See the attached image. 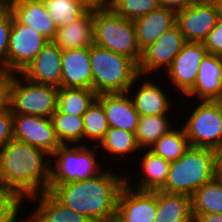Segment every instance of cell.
Returning a JSON list of instances; mask_svg holds the SVG:
<instances>
[{
  "label": "cell",
  "instance_id": "obj_1",
  "mask_svg": "<svg viewBox=\"0 0 222 222\" xmlns=\"http://www.w3.org/2000/svg\"><path fill=\"white\" fill-rule=\"evenodd\" d=\"M113 169L106 166L96 176L80 181L49 183L48 191L62 204L92 222H108L116 217L118 197L126 184L127 170Z\"/></svg>",
  "mask_w": 222,
  "mask_h": 222
},
{
  "label": "cell",
  "instance_id": "obj_2",
  "mask_svg": "<svg viewBox=\"0 0 222 222\" xmlns=\"http://www.w3.org/2000/svg\"><path fill=\"white\" fill-rule=\"evenodd\" d=\"M51 155L12 139L0 149V188L26 201L49 190Z\"/></svg>",
  "mask_w": 222,
  "mask_h": 222
},
{
  "label": "cell",
  "instance_id": "obj_3",
  "mask_svg": "<svg viewBox=\"0 0 222 222\" xmlns=\"http://www.w3.org/2000/svg\"><path fill=\"white\" fill-rule=\"evenodd\" d=\"M92 90L102 93H125L140 75L131 58L93 44L90 47Z\"/></svg>",
  "mask_w": 222,
  "mask_h": 222
},
{
  "label": "cell",
  "instance_id": "obj_4",
  "mask_svg": "<svg viewBox=\"0 0 222 222\" xmlns=\"http://www.w3.org/2000/svg\"><path fill=\"white\" fill-rule=\"evenodd\" d=\"M94 44L129 57L139 64L140 50L133 21L117 14L110 6L93 9Z\"/></svg>",
  "mask_w": 222,
  "mask_h": 222
},
{
  "label": "cell",
  "instance_id": "obj_5",
  "mask_svg": "<svg viewBox=\"0 0 222 222\" xmlns=\"http://www.w3.org/2000/svg\"><path fill=\"white\" fill-rule=\"evenodd\" d=\"M213 179V149L190 146L179 159L171 162L161 191L191 197L198 188Z\"/></svg>",
  "mask_w": 222,
  "mask_h": 222
},
{
  "label": "cell",
  "instance_id": "obj_6",
  "mask_svg": "<svg viewBox=\"0 0 222 222\" xmlns=\"http://www.w3.org/2000/svg\"><path fill=\"white\" fill-rule=\"evenodd\" d=\"M188 104L185 108V118L179 116L189 145L192 147H201L216 149L222 146V101H192L179 98ZM189 101V102H186ZM196 105H195V104ZM192 106L191 108L189 106ZM193 108V109H192ZM190 113H188V112ZM182 121H181V120Z\"/></svg>",
  "mask_w": 222,
  "mask_h": 222
},
{
  "label": "cell",
  "instance_id": "obj_7",
  "mask_svg": "<svg viewBox=\"0 0 222 222\" xmlns=\"http://www.w3.org/2000/svg\"><path fill=\"white\" fill-rule=\"evenodd\" d=\"M6 84L12 113L51 117L57 110L59 88L32 82L21 73L6 76Z\"/></svg>",
  "mask_w": 222,
  "mask_h": 222
},
{
  "label": "cell",
  "instance_id": "obj_8",
  "mask_svg": "<svg viewBox=\"0 0 222 222\" xmlns=\"http://www.w3.org/2000/svg\"><path fill=\"white\" fill-rule=\"evenodd\" d=\"M97 146L61 145L51 155L50 183L80 181L96 176L106 166ZM100 156V157H99Z\"/></svg>",
  "mask_w": 222,
  "mask_h": 222
},
{
  "label": "cell",
  "instance_id": "obj_9",
  "mask_svg": "<svg viewBox=\"0 0 222 222\" xmlns=\"http://www.w3.org/2000/svg\"><path fill=\"white\" fill-rule=\"evenodd\" d=\"M153 77L139 75L128 89V94L132 98L136 111L140 116L174 115V113L177 115L178 111L176 112L175 110L174 112L173 107L174 104L177 107L178 105L176 104L179 101L175 100V97H171V94L168 92L170 90L165 89V84L164 86L162 85V76L161 78L160 76L158 77L160 79L159 82L157 79L153 80Z\"/></svg>",
  "mask_w": 222,
  "mask_h": 222
},
{
  "label": "cell",
  "instance_id": "obj_10",
  "mask_svg": "<svg viewBox=\"0 0 222 222\" xmlns=\"http://www.w3.org/2000/svg\"><path fill=\"white\" fill-rule=\"evenodd\" d=\"M49 42L42 34L19 23L12 14L8 44V75L22 73Z\"/></svg>",
  "mask_w": 222,
  "mask_h": 222
},
{
  "label": "cell",
  "instance_id": "obj_11",
  "mask_svg": "<svg viewBox=\"0 0 222 222\" xmlns=\"http://www.w3.org/2000/svg\"><path fill=\"white\" fill-rule=\"evenodd\" d=\"M185 43L184 36L177 25L165 32L156 42L142 51L138 64L139 74L144 76L155 74L154 78L156 75L161 76L170 67Z\"/></svg>",
  "mask_w": 222,
  "mask_h": 222
},
{
  "label": "cell",
  "instance_id": "obj_12",
  "mask_svg": "<svg viewBox=\"0 0 222 222\" xmlns=\"http://www.w3.org/2000/svg\"><path fill=\"white\" fill-rule=\"evenodd\" d=\"M220 16L216 0H199L177 12V26L186 42L203 43Z\"/></svg>",
  "mask_w": 222,
  "mask_h": 222
},
{
  "label": "cell",
  "instance_id": "obj_13",
  "mask_svg": "<svg viewBox=\"0 0 222 222\" xmlns=\"http://www.w3.org/2000/svg\"><path fill=\"white\" fill-rule=\"evenodd\" d=\"M207 53L204 43L186 42L183 45L170 67L161 75L173 86V92L177 91L176 95L184 96L194 86L199 65Z\"/></svg>",
  "mask_w": 222,
  "mask_h": 222
},
{
  "label": "cell",
  "instance_id": "obj_14",
  "mask_svg": "<svg viewBox=\"0 0 222 222\" xmlns=\"http://www.w3.org/2000/svg\"><path fill=\"white\" fill-rule=\"evenodd\" d=\"M14 139L36 146L52 155L60 143L51 117L12 113Z\"/></svg>",
  "mask_w": 222,
  "mask_h": 222
},
{
  "label": "cell",
  "instance_id": "obj_15",
  "mask_svg": "<svg viewBox=\"0 0 222 222\" xmlns=\"http://www.w3.org/2000/svg\"><path fill=\"white\" fill-rule=\"evenodd\" d=\"M137 159L133 163L134 167L131 168H136V170L131 171L138 173L135 175V172H127L126 184L141 191H161L166 183L171 162L164 160L150 149L140 150ZM135 164H137L136 167ZM135 178L137 179L135 180Z\"/></svg>",
  "mask_w": 222,
  "mask_h": 222
},
{
  "label": "cell",
  "instance_id": "obj_16",
  "mask_svg": "<svg viewBox=\"0 0 222 222\" xmlns=\"http://www.w3.org/2000/svg\"><path fill=\"white\" fill-rule=\"evenodd\" d=\"M157 214V191H141L127 184L121 189L116 219L119 222H153Z\"/></svg>",
  "mask_w": 222,
  "mask_h": 222
},
{
  "label": "cell",
  "instance_id": "obj_17",
  "mask_svg": "<svg viewBox=\"0 0 222 222\" xmlns=\"http://www.w3.org/2000/svg\"><path fill=\"white\" fill-rule=\"evenodd\" d=\"M181 98L190 101L196 98L197 101H222V56L205 55L194 86Z\"/></svg>",
  "mask_w": 222,
  "mask_h": 222
},
{
  "label": "cell",
  "instance_id": "obj_18",
  "mask_svg": "<svg viewBox=\"0 0 222 222\" xmlns=\"http://www.w3.org/2000/svg\"><path fill=\"white\" fill-rule=\"evenodd\" d=\"M21 74L32 82L61 88L62 50L49 41Z\"/></svg>",
  "mask_w": 222,
  "mask_h": 222
},
{
  "label": "cell",
  "instance_id": "obj_19",
  "mask_svg": "<svg viewBox=\"0 0 222 222\" xmlns=\"http://www.w3.org/2000/svg\"><path fill=\"white\" fill-rule=\"evenodd\" d=\"M97 147H98V149H100L99 152L101 155V161H104V160L106 161V162L104 161L103 163H107V166L109 165V167L114 168L116 166V168H117V166H121V167L123 165L125 166V163L127 162L128 164H126V165H128L127 166L128 172L130 171L129 164L131 163L130 165H133V163L135 162L134 159H136V157L138 156V154L140 152V149L136 143L135 133H132L127 130H122L119 128H112V127H110L108 129L103 140L99 143V145ZM132 156H134V158ZM104 157L105 158L110 157V158L106 160ZM102 159H104V160H102ZM115 160H117V161H115ZM114 161H115V163L118 162V165L113 163ZM119 161H120V163L122 162L121 164H123V163L124 164L119 165ZM108 163H110V164L112 163V164L110 165Z\"/></svg>",
  "mask_w": 222,
  "mask_h": 222
},
{
  "label": "cell",
  "instance_id": "obj_20",
  "mask_svg": "<svg viewBox=\"0 0 222 222\" xmlns=\"http://www.w3.org/2000/svg\"><path fill=\"white\" fill-rule=\"evenodd\" d=\"M96 99L104 108L109 127L136 132L140 115L128 92L102 93Z\"/></svg>",
  "mask_w": 222,
  "mask_h": 222
},
{
  "label": "cell",
  "instance_id": "obj_21",
  "mask_svg": "<svg viewBox=\"0 0 222 222\" xmlns=\"http://www.w3.org/2000/svg\"><path fill=\"white\" fill-rule=\"evenodd\" d=\"M27 204V209L33 207L27 213L34 222H92L85 215L62 204L49 191L29 197L25 201V205Z\"/></svg>",
  "mask_w": 222,
  "mask_h": 222
},
{
  "label": "cell",
  "instance_id": "obj_22",
  "mask_svg": "<svg viewBox=\"0 0 222 222\" xmlns=\"http://www.w3.org/2000/svg\"><path fill=\"white\" fill-rule=\"evenodd\" d=\"M61 88L92 89L90 48L62 50Z\"/></svg>",
  "mask_w": 222,
  "mask_h": 222
},
{
  "label": "cell",
  "instance_id": "obj_23",
  "mask_svg": "<svg viewBox=\"0 0 222 222\" xmlns=\"http://www.w3.org/2000/svg\"><path fill=\"white\" fill-rule=\"evenodd\" d=\"M133 22L138 46L143 51L177 25V12L165 7H158Z\"/></svg>",
  "mask_w": 222,
  "mask_h": 222
},
{
  "label": "cell",
  "instance_id": "obj_24",
  "mask_svg": "<svg viewBox=\"0 0 222 222\" xmlns=\"http://www.w3.org/2000/svg\"><path fill=\"white\" fill-rule=\"evenodd\" d=\"M7 8L19 23L39 32L49 41L55 38L58 28L51 20L43 0H18Z\"/></svg>",
  "mask_w": 222,
  "mask_h": 222
},
{
  "label": "cell",
  "instance_id": "obj_25",
  "mask_svg": "<svg viewBox=\"0 0 222 222\" xmlns=\"http://www.w3.org/2000/svg\"><path fill=\"white\" fill-rule=\"evenodd\" d=\"M52 41L61 50L90 48L94 44L93 9H88L67 26L59 27Z\"/></svg>",
  "mask_w": 222,
  "mask_h": 222
},
{
  "label": "cell",
  "instance_id": "obj_26",
  "mask_svg": "<svg viewBox=\"0 0 222 222\" xmlns=\"http://www.w3.org/2000/svg\"><path fill=\"white\" fill-rule=\"evenodd\" d=\"M153 222H194L191 197L157 191V214Z\"/></svg>",
  "mask_w": 222,
  "mask_h": 222
},
{
  "label": "cell",
  "instance_id": "obj_27",
  "mask_svg": "<svg viewBox=\"0 0 222 222\" xmlns=\"http://www.w3.org/2000/svg\"><path fill=\"white\" fill-rule=\"evenodd\" d=\"M171 116L174 118L172 114L140 116L135 132L136 143L140 150L150 149L157 140L177 124L178 117L173 121Z\"/></svg>",
  "mask_w": 222,
  "mask_h": 222
},
{
  "label": "cell",
  "instance_id": "obj_28",
  "mask_svg": "<svg viewBox=\"0 0 222 222\" xmlns=\"http://www.w3.org/2000/svg\"><path fill=\"white\" fill-rule=\"evenodd\" d=\"M191 213L194 221L201 214L222 213V181L213 179L192 194Z\"/></svg>",
  "mask_w": 222,
  "mask_h": 222
},
{
  "label": "cell",
  "instance_id": "obj_29",
  "mask_svg": "<svg viewBox=\"0 0 222 222\" xmlns=\"http://www.w3.org/2000/svg\"><path fill=\"white\" fill-rule=\"evenodd\" d=\"M97 94L87 88H59L57 109L67 115L83 116Z\"/></svg>",
  "mask_w": 222,
  "mask_h": 222
},
{
  "label": "cell",
  "instance_id": "obj_30",
  "mask_svg": "<svg viewBox=\"0 0 222 222\" xmlns=\"http://www.w3.org/2000/svg\"><path fill=\"white\" fill-rule=\"evenodd\" d=\"M176 125L150 148L153 153L169 162L179 159L190 147L182 125L179 121Z\"/></svg>",
  "mask_w": 222,
  "mask_h": 222
},
{
  "label": "cell",
  "instance_id": "obj_31",
  "mask_svg": "<svg viewBox=\"0 0 222 222\" xmlns=\"http://www.w3.org/2000/svg\"><path fill=\"white\" fill-rule=\"evenodd\" d=\"M51 121L62 145H84L82 116L67 115L57 109L52 114Z\"/></svg>",
  "mask_w": 222,
  "mask_h": 222
},
{
  "label": "cell",
  "instance_id": "obj_32",
  "mask_svg": "<svg viewBox=\"0 0 222 222\" xmlns=\"http://www.w3.org/2000/svg\"><path fill=\"white\" fill-rule=\"evenodd\" d=\"M84 145L98 146L108 131L109 124L102 104L95 99L83 114Z\"/></svg>",
  "mask_w": 222,
  "mask_h": 222
},
{
  "label": "cell",
  "instance_id": "obj_33",
  "mask_svg": "<svg viewBox=\"0 0 222 222\" xmlns=\"http://www.w3.org/2000/svg\"><path fill=\"white\" fill-rule=\"evenodd\" d=\"M43 3L57 28L79 19L89 9L79 0H43Z\"/></svg>",
  "mask_w": 222,
  "mask_h": 222
},
{
  "label": "cell",
  "instance_id": "obj_34",
  "mask_svg": "<svg viewBox=\"0 0 222 222\" xmlns=\"http://www.w3.org/2000/svg\"><path fill=\"white\" fill-rule=\"evenodd\" d=\"M108 6L130 21H134L159 7L157 0H109Z\"/></svg>",
  "mask_w": 222,
  "mask_h": 222
},
{
  "label": "cell",
  "instance_id": "obj_35",
  "mask_svg": "<svg viewBox=\"0 0 222 222\" xmlns=\"http://www.w3.org/2000/svg\"><path fill=\"white\" fill-rule=\"evenodd\" d=\"M12 29V12L0 7V75L8 76V44Z\"/></svg>",
  "mask_w": 222,
  "mask_h": 222
},
{
  "label": "cell",
  "instance_id": "obj_36",
  "mask_svg": "<svg viewBox=\"0 0 222 222\" xmlns=\"http://www.w3.org/2000/svg\"><path fill=\"white\" fill-rule=\"evenodd\" d=\"M25 206V201L21 197L0 191V222H14L20 213L26 211Z\"/></svg>",
  "mask_w": 222,
  "mask_h": 222
},
{
  "label": "cell",
  "instance_id": "obj_37",
  "mask_svg": "<svg viewBox=\"0 0 222 222\" xmlns=\"http://www.w3.org/2000/svg\"><path fill=\"white\" fill-rule=\"evenodd\" d=\"M208 53L222 56V16L217 19L215 27L203 42Z\"/></svg>",
  "mask_w": 222,
  "mask_h": 222
},
{
  "label": "cell",
  "instance_id": "obj_38",
  "mask_svg": "<svg viewBox=\"0 0 222 222\" xmlns=\"http://www.w3.org/2000/svg\"><path fill=\"white\" fill-rule=\"evenodd\" d=\"M12 111L7 107L0 113V149L14 138Z\"/></svg>",
  "mask_w": 222,
  "mask_h": 222
},
{
  "label": "cell",
  "instance_id": "obj_39",
  "mask_svg": "<svg viewBox=\"0 0 222 222\" xmlns=\"http://www.w3.org/2000/svg\"><path fill=\"white\" fill-rule=\"evenodd\" d=\"M199 0H157L159 7L172 9L175 12L184 10Z\"/></svg>",
  "mask_w": 222,
  "mask_h": 222
},
{
  "label": "cell",
  "instance_id": "obj_40",
  "mask_svg": "<svg viewBox=\"0 0 222 222\" xmlns=\"http://www.w3.org/2000/svg\"><path fill=\"white\" fill-rule=\"evenodd\" d=\"M214 179L222 181V146L213 149Z\"/></svg>",
  "mask_w": 222,
  "mask_h": 222
},
{
  "label": "cell",
  "instance_id": "obj_41",
  "mask_svg": "<svg viewBox=\"0 0 222 222\" xmlns=\"http://www.w3.org/2000/svg\"><path fill=\"white\" fill-rule=\"evenodd\" d=\"M8 107L6 76L0 75V113Z\"/></svg>",
  "mask_w": 222,
  "mask_h": 222
},
{
  "label": "cell",
  "instance_id": "obj_42",
  "mask_svg": "<svg viewBox=\"0 0 222 222\" xmlns=\"http://www.w3.org/2000/svg\"><path fill=\"white\" fill-rule=\"evenodd\" d=\"M194 222H222V213L201 214Z\"/></svg>",
  "mask_w": 222,
  "mask_h": 222
},
{
  "label": "cell",
  "instance_id": "obj_43",
  "mask_svg": "<svg viewBox=\"0 0 222 222\" xmlns=\"http://www.w3.org/2000/svg\"><path fill=\"white\" fill-rule=\"evenodd\" d=\"M89 9H96L108 5L109 0H79Z\"/></svg>",
  "mask_w": 222,
  "mask_h": 222
},
{
  "label": "cell",
  "instance_id": "obj_44",
  "mask_svg": "<svg viewBox=\"0 0 222 222\" xmlns=\"http://www.w3.org/2000/svg\"><path fill=\"white\" fill-rule=\"evenodd\" d=\"M23 212L14 222H34V220L27 214ZM26 216V217H25Z\"/></svg>",
  "mask_w": 222,
  "mask_h": 222
},
{
  "label": "cell",
  "instance_id": "obj_45",
  "mask_svg": "<svg viewBox=\"0 0 222 222\" xmlns=\"http://www.w3.org/2000/svg\"><path fill=\"white\" fill-rule=\"evenodd\" d=\"M18 0H0V6L1 7H8L12 2H15Z\"/></svg>",
  "mask_w": 222,
  "mask_h": 222
},
{
  "label": "cell",
  "instance_id": "obj_46",
  "mask_svg": "<svg viewBox=\"0 0 222 222\" xmlns=\"http://www.w3.org/2000/svg\"><path fill=\"white\" fill-rule=\"evenodd\" d=\"M218 5H219V9H220V15L222 16V0H216Z\"/></svg>",
  "mask_w": 222,
  "mask_h": 222
},
{
  "label": "cell",
  "instance_id": "obj_47",
  "mask_svg": "<svg viewBox=\"0 0 222 222\" xmlns=\"http://www.w3.org/2000/svg\"><path fill=\"white\" fill-rule=\"evenodd\" d=\"M108 222H119L116 218L109 220Z\"/></svg>",
  "mask_w": 222,
  "mask_h": 222
}]
</instances>
